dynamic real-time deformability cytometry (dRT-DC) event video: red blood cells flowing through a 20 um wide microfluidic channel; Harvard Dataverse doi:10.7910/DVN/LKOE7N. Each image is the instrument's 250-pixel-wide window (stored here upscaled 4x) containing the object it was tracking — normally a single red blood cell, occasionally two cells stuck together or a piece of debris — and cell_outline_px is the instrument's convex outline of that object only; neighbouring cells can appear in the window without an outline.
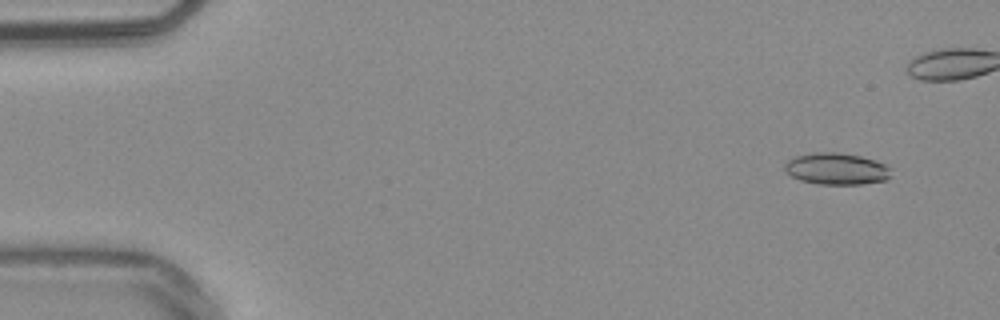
{"species": "common noctule bat (a hibernating species)", "species_latin": "Nyctalus noctula", "temperature_condition": "warm", "stored_images_in_passage": 41, "camera_frame_rate_fps": 3000, "um_per_image_px": 0.085, "animal": {"sex": "male", "body_mass_g": 20.4}, "frame": {"image": 1, "passage_image": 1, "time_ms": 0.0, "image_size_px": [1000, 320], "cell_outline_px": [[892, 168], [888, 180], [860, 184], [816, 184], [800, 180], [792, 176], [784, 168], [784, 164], [788, 160], [796, 156], [812, 152], [836, 152], [860, 156], [876, 160], [888, 164]], "centroid_in_image_um": [71.14, 14.34], "position_along_channel_um": 13.9, "area_um2": 19.83}}
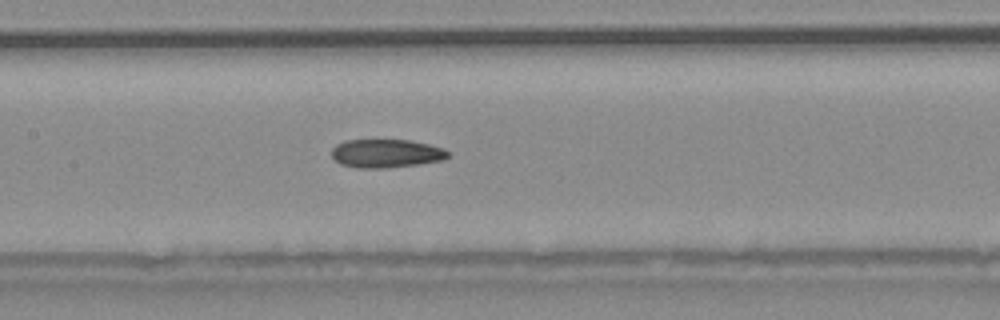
{"frame": {"image": 2, "passage_image": 23, "time_ms": 7.333, "image_size_px": [1000, 320], "cell_outline_px": [[448, 156], [444, 160], [420, 164], [388, 168], [356, 168], [340, 164], [332, 156], [332, 148], [336, 144], [348, 140], [408, 140], [428, 144], [444, 148], [448, 152]], "centroid_in_image_um": [32.83, 13.05], "position_along_channel_um": 174.6, "area_um2": 19.36}}
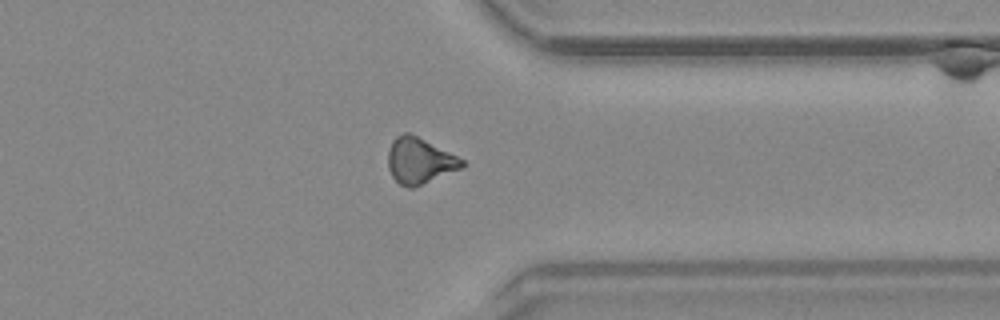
{"frame": {"image": 3, "passage_image": 39, "time_ms": 12.667, "image_size_px": [1000, 320], "cell_outline_px": [[468, 164], [464, 168], [412, 188], [408, 188], [400, 184], [392, 176], [388, 168], [388, 152], [392, 140], [396, 136], [404, 132], [408, 132], [464, 160]], "centroid_in_image_um": [35.67, 13.68], "position_along_channel_um": 375.7, "area_um2": 19.71}}